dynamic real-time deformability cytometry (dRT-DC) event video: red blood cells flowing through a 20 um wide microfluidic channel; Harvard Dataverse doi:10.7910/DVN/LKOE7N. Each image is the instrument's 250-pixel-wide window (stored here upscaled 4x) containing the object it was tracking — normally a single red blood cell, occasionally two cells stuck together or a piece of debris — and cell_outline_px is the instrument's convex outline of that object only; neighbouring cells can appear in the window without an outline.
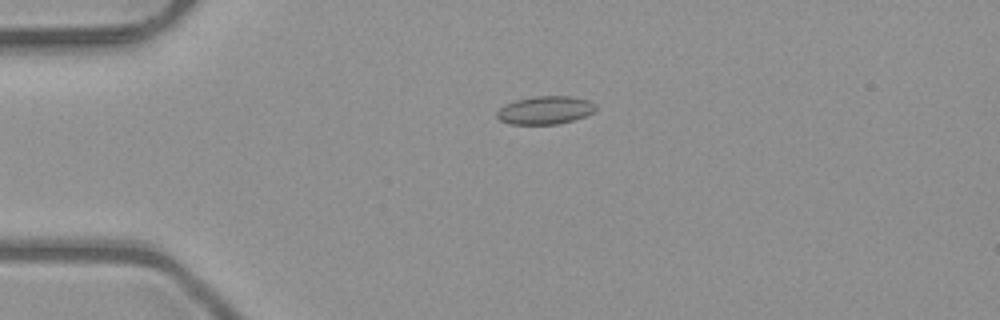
{"species": "common noctule bat (a hibernating species)", "species_latin": "Nyctalus noctula", "temperature_condition": "room temperature", "stored_images_in_passage": 4, "camera_frame_rate_fps": 3000, "um_per_image_px": 0.085, "animal": {"sex": "male", "body_mass_g": 23.1, "forearm_length_mm": 52.7}, "frame": {"image": 1, "passage_image": 2, "time_ms": 0.333, "image_size_px": [1000, 320], "cell_outline_px": [[596, 108], [592, 112], [584, 116], [572, 120], [556, 124], [508, 124], [500, 120], [496, 116], [496, 112], [500, 108], [516, 100], [536, 96], [572, 96], [588, 100], [596, 104]], "centroid_in_image_um": [46.33, 9.36], "position_along_channel_um": 38.7, "area_um2": 16.01}}
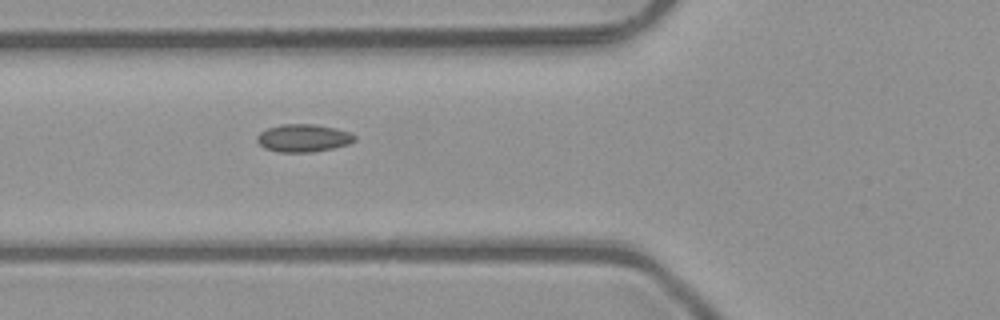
{"frame": {"image": 2, "passage_image": 4, "time_ms": 1.0, "image_size_px": [1000, 320], "cell_outline_px": [[356, 140], [348, 144], [332, 148], [312, 152], [280, 152], [264, 148], [256, 140], [256, 136], [260, 132], [268, 128], [280, 124], [316, 124], [336, 128], [348, 132], [356, 136]], "centroid_in_image_um": [25.77, 11.73], "position_along_channel_um": 100.0, "area_um2": 15.78}}